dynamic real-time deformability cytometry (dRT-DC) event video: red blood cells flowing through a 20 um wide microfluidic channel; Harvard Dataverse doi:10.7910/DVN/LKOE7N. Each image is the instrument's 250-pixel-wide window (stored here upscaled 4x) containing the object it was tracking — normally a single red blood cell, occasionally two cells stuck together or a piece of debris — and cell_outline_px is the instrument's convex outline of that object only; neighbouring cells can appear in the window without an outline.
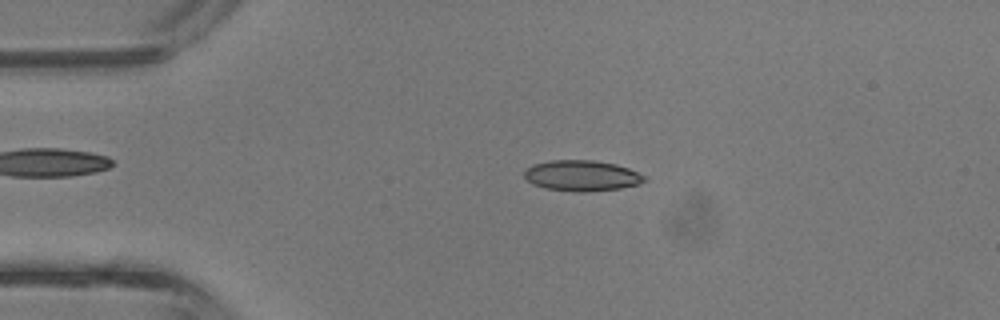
{"species": "common noctule bat (a hibernating species)", "species_latin": "Nyctalus noctula", "temperature_condition": "room temperature", "stored_images_in_passage": 6, "camera_frame_rate_fps": 3000, "um_per_image_px": 0.085, "animal": {"sex": "male", "body_mass_g": 13.3}, "frame": {"image": 1, "passage_image": 4, "time_ms": 1.0, "image_size_px": [1000, 320], "cell_outline_px": [[644, 180], [640, 184], [620, 188], [588, 192], [580, 192], [544, 188], [532, 184], [524, 176], [524, 172], [532, 164], [552, 160], [592, 160], [616, 164], [628, 168], [644, 176]], "centroid_in_image_um": [49.43, 14.93], "position_along_channel_um": 35.6, "area_um2": 21.39}}
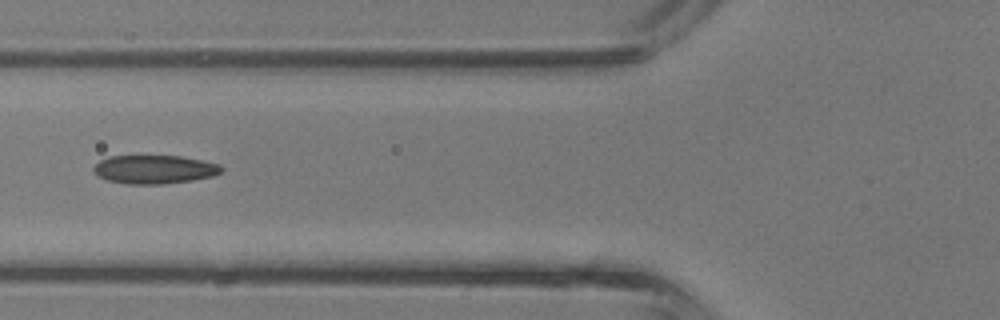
{"frame": {"image": 2, "passage_image": 6, "time_ms": 1.667, "image_size_px": [1000, 320], "cell_outline_px": [[224, 168], [220, 172], [212, 176], [192, 180], [164, 184], [128, 184], [108, 180], [96, 176], [92, 172], [92, 168], [100, 160], [108, 156], [180, 156], [220, 164]], "centroid_in_image_um": [13.08, 14.4], "position_along_channel_um": 112.7, "area_um2": 21.33}}